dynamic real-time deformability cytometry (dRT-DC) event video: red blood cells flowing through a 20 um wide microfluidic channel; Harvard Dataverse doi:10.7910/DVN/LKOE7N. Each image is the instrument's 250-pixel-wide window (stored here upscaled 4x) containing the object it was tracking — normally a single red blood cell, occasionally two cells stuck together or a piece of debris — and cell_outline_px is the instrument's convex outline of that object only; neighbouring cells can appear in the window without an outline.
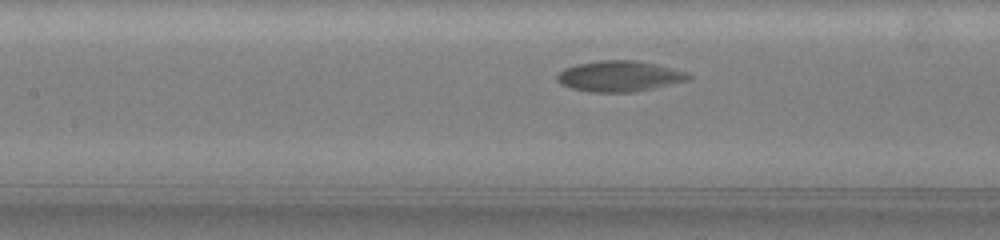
{"species": "common noctule bat (a hibernating species)", "species_latin": "Nyctalus noctula", "temperature_condition": "warm", "stored_images_in_passage": 71, "segment_of_instrument_passage": [1, 2], "camera_frame_rate_fps": 3000, "um_per_image_px": 0.085, "animal": {"sex": "female", "body_mass_g": 19.5, "forearm_length_mm": 54.1}, "frame": {"image": 1, "passage_image": 29, "time_ms": 6.333, "image_size_px": [1000, 240], "cell_outline_px": [[692, 76], [688, 80], [652, 88], [632, 92], [588, 92], [572, 88], [560, 84], [556, 80], [556, 76], [564, 68], [576, 64], [600, 60], [636, 60], [656, 64], [688, 72]], "centroid_in_image_um": [52.62, 6.47], "position_along_channel_um": 154.8, "area_um2": 23.52}}
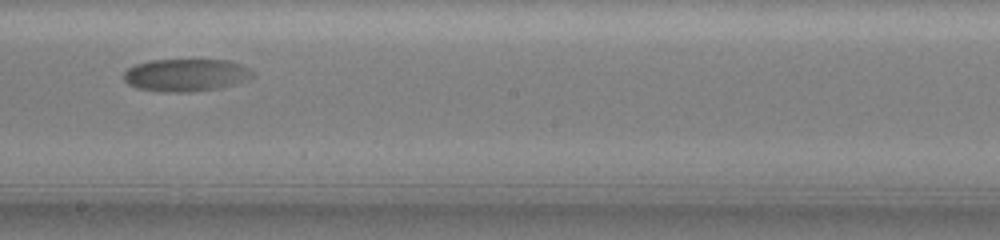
{"frame": {"image": 2, "passage_image": 36, "time_ms": 8.667, "image_size_px": [1000, 240], "cell_outline_px": [[252, 76], [248, 80], [220, 88], [188, 92], [164, 92], [136, 88], [128, 84], [124, 80], [124, 72], [128, 68], [136, 64], [148, 60], [228, 60], [240, 64], [248, 68], [252, 72]], "centroid_in_image_um": [15.78, 6.38], "position_along_channel_um": 232.4, "area_um2": 24.45}}
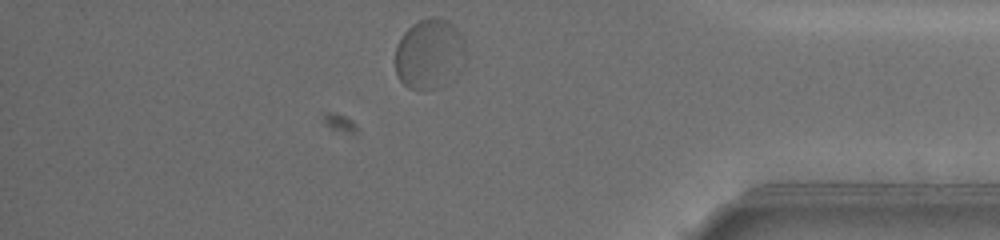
{"frame": {"image": 3, "passage_image": 61, "time_ms": 14.333, "image_size_px": [1000, 240], "cell_outline_px": [[460, 40], [436, 88], [408, 88], [400, 80], [396, 72], [396, 48], [404, 32], [412, 24], [428, 16], [436, 16], [448, 20], [456, 28], [460, 36]], "centroid_in_image_um": [36.2, 4.42], "position_along_channel_um": 399.0, "area_um2": 24.91}}